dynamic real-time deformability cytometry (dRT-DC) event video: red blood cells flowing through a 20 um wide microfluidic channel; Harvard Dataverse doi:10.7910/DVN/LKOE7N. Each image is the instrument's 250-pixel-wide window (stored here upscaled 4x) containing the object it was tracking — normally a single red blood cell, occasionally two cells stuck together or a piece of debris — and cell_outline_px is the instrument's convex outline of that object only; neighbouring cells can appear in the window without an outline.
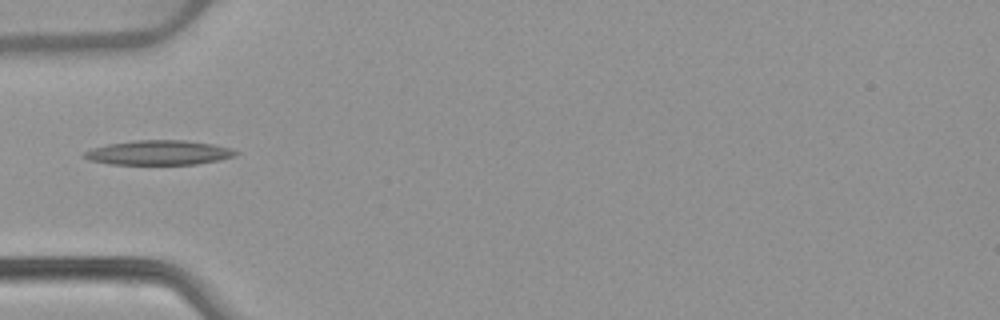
{"species": "common noctule bat (a hibernating species)", "species_latin": "Nyctalus noctula", "temperature_condition": "warm", "stored_images_in_passage": 36, "camera_frame_rate_fps": 3000, "um_per_image_px": 0.085, "animal": {"sex": "female", "body_mass_g": 22.7, "forearm_length_mm": 54.2}, "frame": {"image": 1, "passage_image": 1, "time_ms": 0.0, "image_size_px": [1000, 320], "cell_outline_px": [[240, 152], [236, 156], [220, 160], [196, 164], [108, 164], [88, 160], [80, 156], [84, 152], [92, 148], [108, 144], [136, 140], [184, 140], [212, 144], [232, 148]], "centroid_in_image_um": [13.5, 12.98], "position_along_channel_um": 71.5, "area_um2": 21.85}}
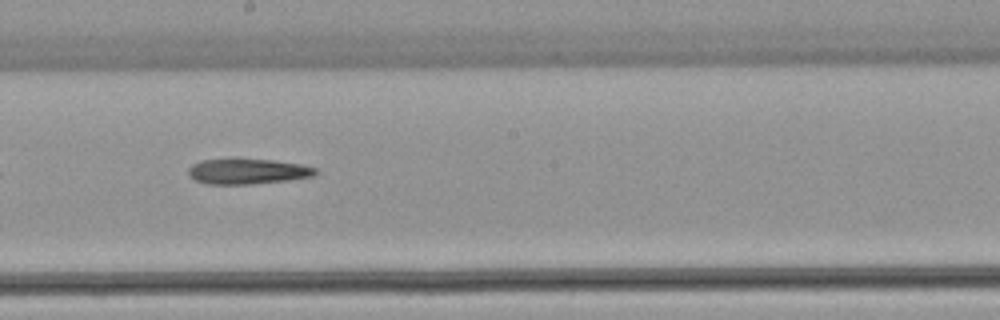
{"frame": {"image": 2, "passage_image": 13, "time_ms": 4.0, "image_size_px": [1000, 320], "cell_outline_px": [[320, 172], [312, 176], [288, 180], [252, 184], [208, 184], [196, 180], [188, 176], [188, 168], [192, 164], [200, 160], [272, 160], [300, 164], [316, 168]], "centroid_in_image_um": [21.04, 14.58], "position_along_channel_um": 227.2, "area_um2": 18.55}}
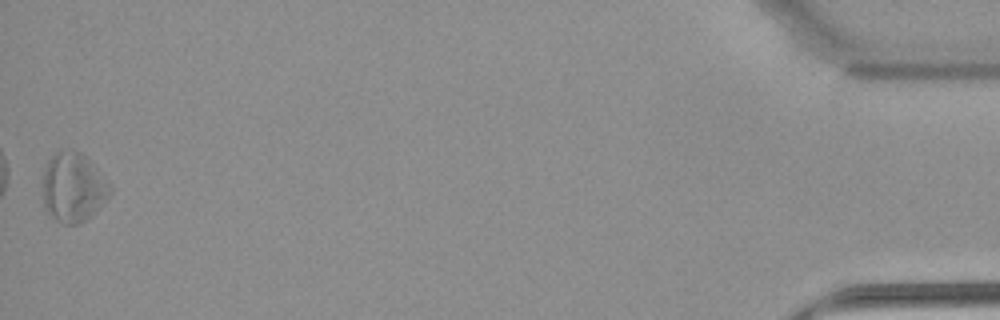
{"frame": {"image": 3, "passage_image": 36, "time_ms": 11.667, "image_size_px": [1000, 320], "cell_outline_px": [[112, 192], [80, 224], [64, 224], [56, 220], [44, 208], [44, 172], [48, 160], [60, 148], [72, 148], [80, 152], [112, 184]], "centroid_in_image_um": [6.21, 15.88], "position_along_channel_um": 429.0, "area_um2": 26.88}}